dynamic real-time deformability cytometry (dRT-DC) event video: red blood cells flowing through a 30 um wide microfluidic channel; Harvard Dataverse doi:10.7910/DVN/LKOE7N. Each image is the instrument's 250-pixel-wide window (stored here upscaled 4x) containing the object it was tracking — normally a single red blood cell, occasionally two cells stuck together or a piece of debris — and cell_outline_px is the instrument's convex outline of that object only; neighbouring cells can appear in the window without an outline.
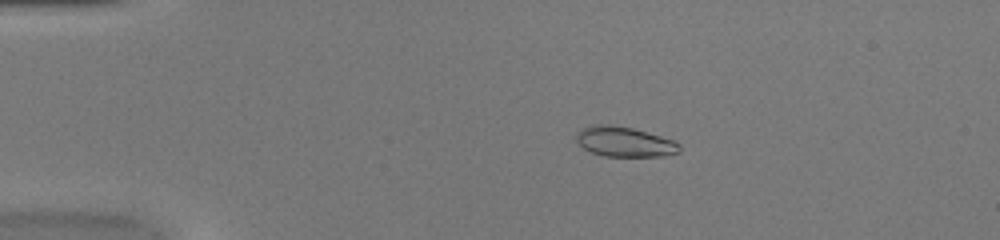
{"species": "common noctule bat (a hibernating species)", "species_latin": "Nyctalus noctula", "temperature_condition": "warm", "stored_images_in_passage": 52, "camera_frame_rate_fps": 3000, "um_per_image_px": 0.085, "animal": {"sex": "female", "body_mass_g": 20.0, "forearm_length_mm": 54.0}, "frame": {"image": 1, "passage_image": 11, "time_ms": 3.333, "image_size_px": [1000, 240], "cell_outline_px": [[680, 152], [664, 156], [604, 156], [592, 152], [584, 148], [576, 140], [576, 132], [580, 128], [592, 124], [608, 124], [632, 128], [660, 136], [672, 140], [680, 144]], "centroid_in_image_um": [53.05, 12.04], "position_along_channel_um": 31.9, "area_um2": 18.03}}
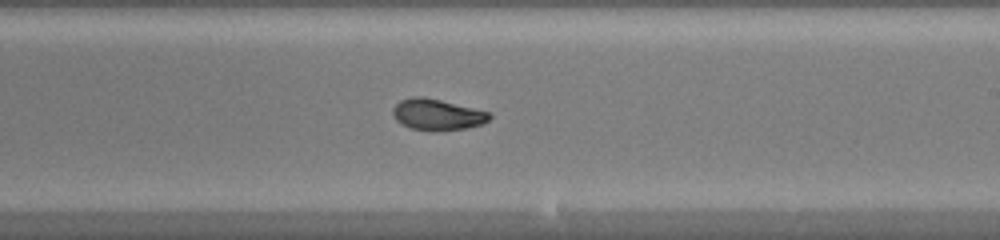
{"frame": {"image": 2, "passage_image": 32, "time_ms": 10.333, "image_size_px": [1000, 240], "cell_outline_px": [[492, 116], [488, 120], [480, 124], [464, 128], [436, 132], [408, 128], [396, 120], [392, 112], [392, 108], [400, 100], [412, 96], [424, 96], [492, 112]], "centroid_in_image_um": [37.15, 9.73], "position_along_channel_um": 251.9, "area_um2": 17.8}}
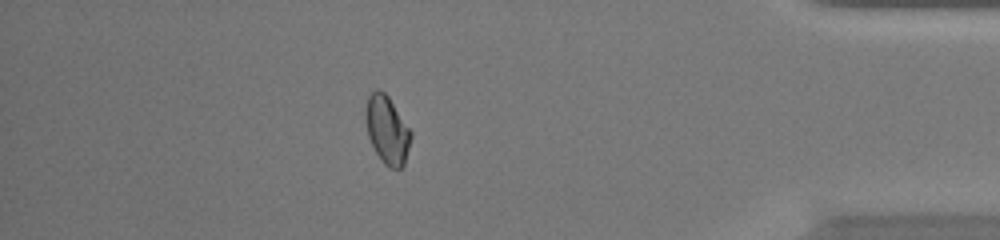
{"frame": {"image": 3, "passage_image": 46, "time_ms": 15.0, "image_size_px": [1000, 240], "cell_outline_px": [[412, 136], [404, 164], [400, 168], [392, 168], [384, 164], [376, 152], [368, 136], [364, 116], [364, 108], [368, 96], [376, 88], [380, 88], [388, 96], [412, 132]], "centroid_in_image_um": [32.88, 11.0], "position_along_channel_um": 402.3, "area_um2": 17.98}}